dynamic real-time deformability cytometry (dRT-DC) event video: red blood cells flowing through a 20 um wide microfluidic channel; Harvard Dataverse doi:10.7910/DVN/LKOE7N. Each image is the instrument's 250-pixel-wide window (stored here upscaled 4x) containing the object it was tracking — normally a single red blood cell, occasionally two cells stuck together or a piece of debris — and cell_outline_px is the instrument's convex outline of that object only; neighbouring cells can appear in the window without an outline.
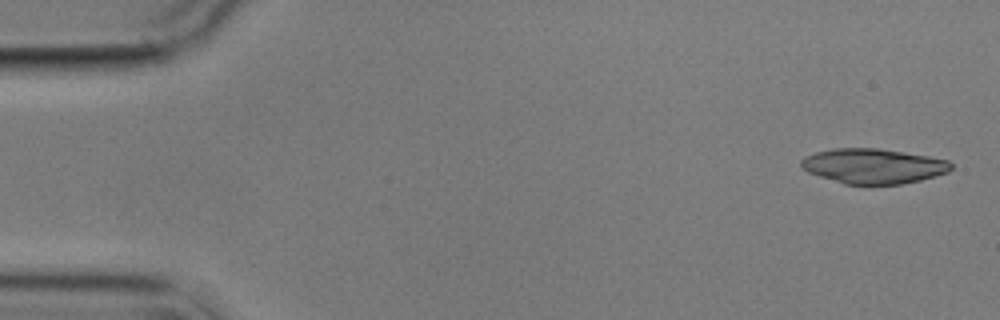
{"species": "common noctule bat (a hibernating species)", "species_latin": "Nyctalus noctula", "temperature_condition": "cold", "stored_images_in_passage": 7, "camera_frame_rate_fps": 3000, "um_per_image_px": 0.085, "animal": {"sex": "male", "body_mass_g": 17.9}, "frame": {"image": 1, "passage_image": 1, "time_ms": 0.0, "image_size_px": [1000, 320], "cell_outline_px": [[952, 168], [948, 172], [920, 180], [900, 184], [844, 184], [808, 172], [800, 164], [800, 160], [804, 156], [816, 152], [832, 148], [876, 148], [928, 156], [948, 160], [952, 164]], "centroid_in_image_um": [74.21, 14.11], "position_along_channel_um": 10.8, "area_um2": 30.35}}